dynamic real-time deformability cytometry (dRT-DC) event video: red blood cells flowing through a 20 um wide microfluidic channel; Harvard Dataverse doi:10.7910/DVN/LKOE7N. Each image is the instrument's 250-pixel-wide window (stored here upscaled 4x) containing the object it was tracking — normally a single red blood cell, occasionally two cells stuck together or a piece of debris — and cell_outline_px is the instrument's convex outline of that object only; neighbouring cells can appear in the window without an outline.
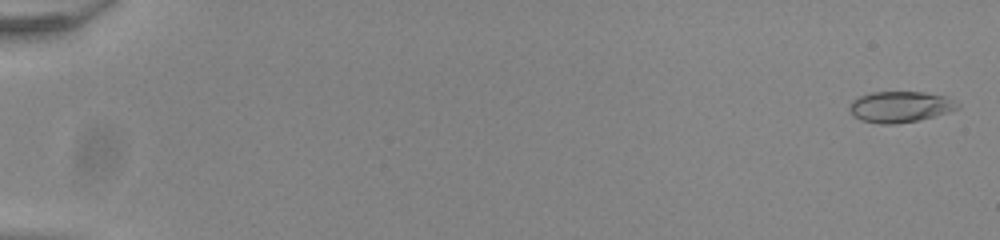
{"species": "common noctule bat (a hibernating species)", "species_latin": "Nyctalus noctula", "temperature_condition": "room temperature", "stored_images_in_passage": 55, "camera_frame_rate_fps": 3000, "um_per_image_px": 0.085, "animal": {"sex": "male", "body_mass_g": 20.0, "forearm_length_mm": 53.3}, "frame": {"image": 1, "passage_image": 2, "time_ms": 0.333, "image_size_px": [1000, 240], "cell_outline_px": [[960, 108], [948, 112], [916, 120], [896, 124], [880, 124], [860, 120], [852, 116], [848, 108], [852, 100], [860, 96], [872, 92], [924, 92], [944, 96], [960, 104]], "centroid_in_image_um": [76.47, 9.08], "position_along_channel_um": 8.5, "area_um2": 19.48}}
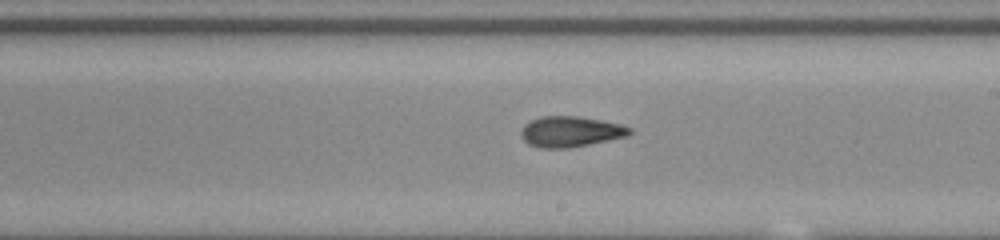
{"frame": {"image": 2, "passage_image": 34, "time_ms": 11.0, "image_size_px": [1000, 240], "cell_outline_px": [[632, 132], [628, 136], [568, 148], [540, 148], [528, 144], [520, 136], [520, 132], [524, 124], [540, 116], [580, 116], [620, 124], [632, 128]], "centroid_in_image_um": [48.47, 11.18], "position_along_channel_um": 240.5, "area_um2": 19.42}}
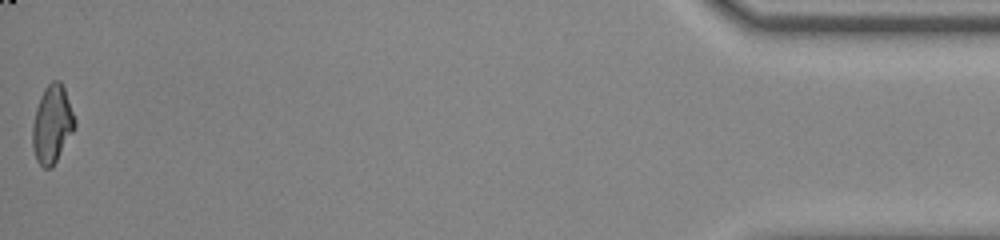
{"frame": {"image": 3, "passage_image": 55, "time_ms": 18.0, "image_size_px": [1000, 240], "cell_outline_px": [[76, 124], [72, 132], [52, 168], [44, 168], [36, 160], [32, 148], [32, 124], [36, 108], [40, 96], [44, 88], [52, 80], [60, 80], [64, 88], [76, 120]], "centroid_in_image_um": [4.41, 10.55], "position_along_channel_um": 430.8, "area_um2": 19.13}, "authors_computed_cell_mechanics": {"area_um2": 19.2474, "velocity_mm_per_s": 3.9097, "shape_relaxation_time_tau1_ms": 11.2239, "shape_relaxation_time_tau2_ms": 3.3292, "deformation_change_tau1": 0.2179, "deformation_change_tau2": 0.0979}}